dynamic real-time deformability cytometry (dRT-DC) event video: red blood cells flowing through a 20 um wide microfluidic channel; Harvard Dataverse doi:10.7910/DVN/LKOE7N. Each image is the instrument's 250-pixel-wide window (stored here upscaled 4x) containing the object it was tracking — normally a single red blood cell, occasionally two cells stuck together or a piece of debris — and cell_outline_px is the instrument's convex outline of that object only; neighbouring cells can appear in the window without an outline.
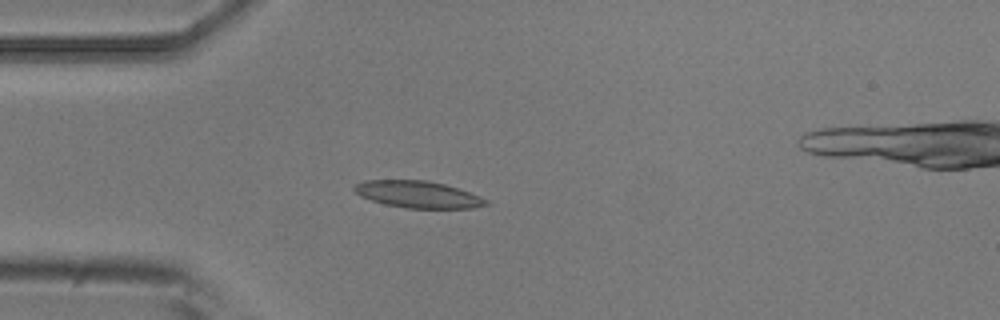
{"species": "common noctule bat (a hibernating species)", "species_latin": "Nyctalus noctula", "temperature_condition": "room temperature", "stored_images_in_passage": 6, "camera_frame_rate_fps": 3000, "um_per_image_px": 0.085, "animal": {"sex": "male", "body_mass_g": 20.5, "forearm_length_mm": 52.5}, "frame": {"image": 1, "passage_image": 5, "time_ms": 1.333, "image_size_px": [1000, 320], "cell_outline_px": [[492, 204], [472, 208], [404, 208], [384, 204], [360, 196], [352, 188], [356, 184], [364, 180], [428, 180], [444, 184], [480, 196], [488, 200]], "centroid_in_image_um": [35.53, 16.53], "position_along_channel_um": 49.5, "area_um2": 20.63}}